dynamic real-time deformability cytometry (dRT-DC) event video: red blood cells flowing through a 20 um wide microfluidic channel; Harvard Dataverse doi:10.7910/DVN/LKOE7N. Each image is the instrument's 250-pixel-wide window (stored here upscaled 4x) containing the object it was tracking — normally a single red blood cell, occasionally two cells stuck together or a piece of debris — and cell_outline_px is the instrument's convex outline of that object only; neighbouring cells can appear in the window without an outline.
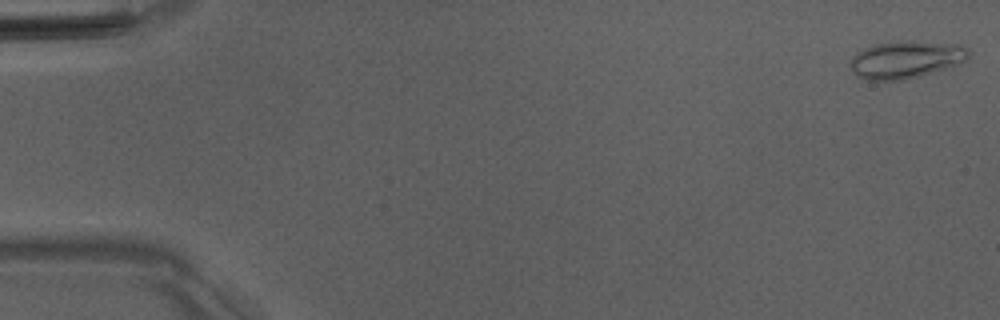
{"species": "Egyptian fruit bat (a non-hibernating species)", "species_latin": "Rousettus aegyptiacus", "temperature_condition": "room temperature", "stored_images_in_passage": 15, "camera_frame_rate_fps": 3000, "um_per_image_px": 0.085, "animal": {"sex": "male"}, "frame": {"image": 1, "passage_image": 1, "time_ms": 0.0, "image_size_px": [1000, 320], "cell_outline_px": [[968, 60], [960, 64], [920, 76], [904, 80], [864, 80], [856, 76], [852, 68], [852, 56], [856, 52], [864, 48], [876, 44], [908, 40], [912, 40], [956, 44], [968, 48]], "centroid_in_image_um": [77.02, 5.06], "position_along_channel_um": 8.0, "area_um2": 25.89}}